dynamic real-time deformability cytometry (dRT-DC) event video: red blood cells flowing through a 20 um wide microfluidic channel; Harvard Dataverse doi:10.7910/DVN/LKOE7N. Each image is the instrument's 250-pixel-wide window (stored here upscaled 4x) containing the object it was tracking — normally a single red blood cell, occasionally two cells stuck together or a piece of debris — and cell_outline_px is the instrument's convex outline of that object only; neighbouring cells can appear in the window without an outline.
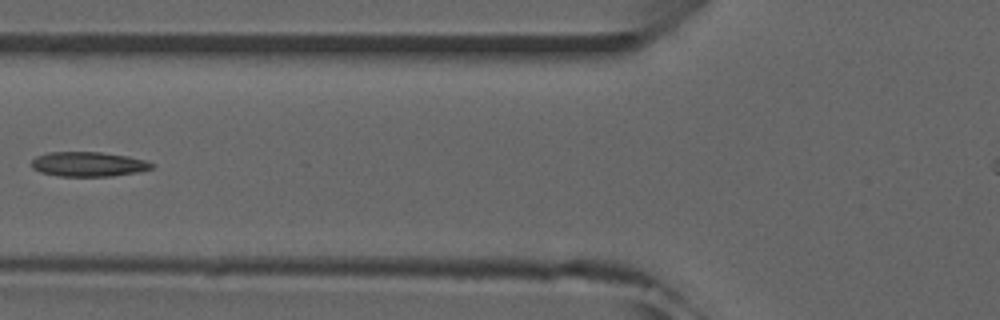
{"species": "common noctule bat (a hibernating species)", "species_latin": "Nyctalus noctula", "temperature_condition": "room temperature", "stored_images_in_passage": 5, "camera_frame_rate_fps": 3000, "um_per_image_px": 0.085, "animal": {"sex": "male", "forearm_length_mm": 52.5}, "frame": {"image": 1, "passage_image": 4, "time_ms": 3.667, "image_size_px": [1000, 320], "cell_outline_px": [[152, 168], [136, 172], [112, 176], [60, 176], [40, 172], [32, 168], [32, 160], [36, 156], [48, 152], [100, 152], [128, 156], [144, 160], [152, 164]], "centroid_in_image_um": [7.46, 13.95], "position_along_channel_um": 118.3, "area_um2": 17.11}}
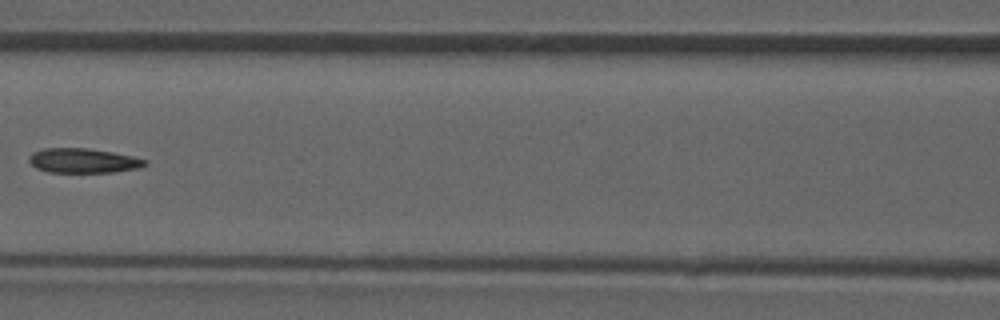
{"frame": {"image": 2, "passage_image": 5, "time_ms": 4.667, "image_size_px": [1000, 320], "cell_outline_px": [[148, 164], [140, 168], [112, 172], [48, 172], [36, 168], [28, 160], [28, 156], [32, 152], [44, 148], [88, 148], [112, 152], [132, 156], [148, 160]], "centroid_in_image_um": [7.07, 13.65], "position_along_channel_um": 159.5, "area_um2": 16.7}}